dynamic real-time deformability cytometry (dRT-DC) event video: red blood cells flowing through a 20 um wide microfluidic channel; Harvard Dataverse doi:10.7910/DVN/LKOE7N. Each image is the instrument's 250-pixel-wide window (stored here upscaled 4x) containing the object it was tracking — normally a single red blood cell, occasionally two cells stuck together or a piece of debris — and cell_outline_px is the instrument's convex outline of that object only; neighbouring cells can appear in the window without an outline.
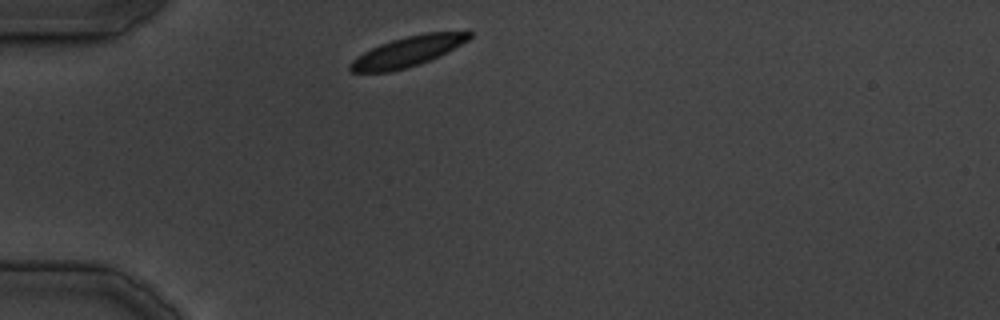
{"species": "common noctule bat (a hibernating species)", "species_latin": "Nyctalus noctula", "temperature_condition": "cold", "stored_images_in_passage": 26, "camera_frame_rate_fps": 3000, "um_per_image_px": 0.085, "animal": {"sex": "male", "body_mass_g": 19.5, "forearm_length_mm": 54.6}, "frame": {"image": 1, "passage_image": 1, "time_ms": 0.0, "image_size_px": [1000, 320], "cell_outline_px": [[472, 36], [468, 40], [420, 64], [388, 72], [352, 72], [348, 68], [348, 64], [352, 60], [364, 52], [380, 44], [392, 40], [424, 32], [468, 28], [472, 32]], "centroid_in_image_um": [34.72, 4.32], "position_along_channel_um": 50.3, "area_um2": 21.04}}
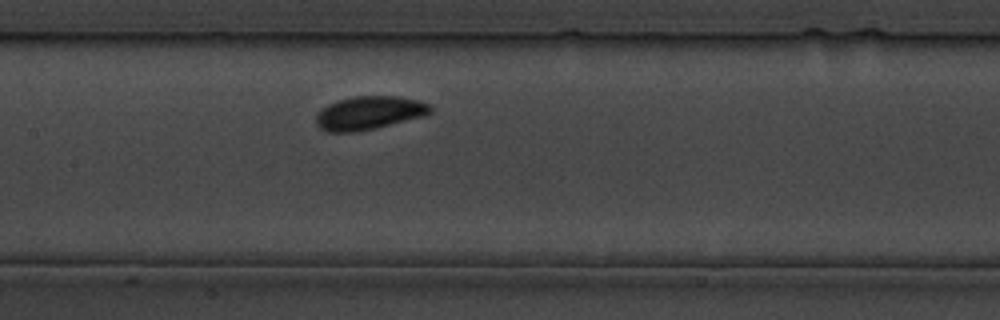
{"frame": {"image": 2, "passage_image": 10, "time_ms": 10.333, "image_size_px": [1000, 320], "cell_outline_px": [[432, 112], [424, 116], [376, 128], [352, 132], [328, 132], [320, 128], [316, 124], [316, 116], [328, 104], [340, 100], [356, 96], [396, 96], [416, 100], [428, 104], [432, 108]], "centroid_in_image_um": [31.38, 9.61], "position_along_channel_um": 176.0, "area_um2": 21.96}}
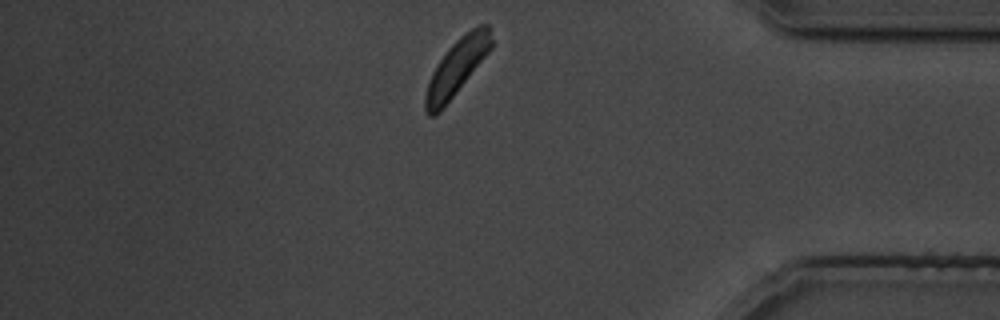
{"frame": {"image": 3, "passage_image": 25, "time_ms": 27.667, "image_size_px": [1000, 320], "cell_outline_px": [[492, 48], [440, 112], [432, 116], [428, 116], [424, 112], [424, 96], [428, 80], [432, 72], [448, 48], [460, 36], [472, 28], [480, 24], [488, 24], [492, 40]], "centroid_in_image_um": [38.79, 5.74], "position_along_channel_um": 396.4, "area_um2": 21.39}}